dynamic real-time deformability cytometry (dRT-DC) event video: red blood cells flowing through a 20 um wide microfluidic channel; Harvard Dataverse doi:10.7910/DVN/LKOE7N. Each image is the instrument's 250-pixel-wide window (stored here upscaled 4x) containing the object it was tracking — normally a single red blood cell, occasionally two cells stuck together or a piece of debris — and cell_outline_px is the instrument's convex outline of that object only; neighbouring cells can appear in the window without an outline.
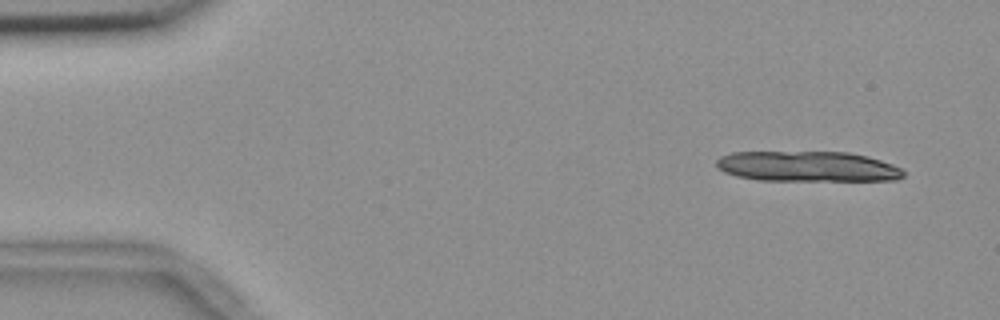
{"species": "common noctule bat (a hibernating species)", "species_latin": "Nyctalus noctula", "temperature_condition": "room temperature", "stored_images_in_passage": 14, "camera_frame_rate_fps": 3000, "um_per_image_px": 0.085, "animal": {"sex": "female", "body_mass_g": 18.4}, "frame": {"image": 1, "passage_image": 4, "time_ms": 1.0, "image_size_px": [1000, 320], "cell_outline_px": [[904, 176], [896, 180], [756, 180], [736, 176], [724, 172], [716, 164], [716, 160], [720, 156], [732, 152], [848, 152], [868, 156], [892, 164], [900, 168], [904, 172]], "centroid_in_image_um": [68.62, 14.14], "position_along_channel_um": 16.4, "area_um2": 33.06}}